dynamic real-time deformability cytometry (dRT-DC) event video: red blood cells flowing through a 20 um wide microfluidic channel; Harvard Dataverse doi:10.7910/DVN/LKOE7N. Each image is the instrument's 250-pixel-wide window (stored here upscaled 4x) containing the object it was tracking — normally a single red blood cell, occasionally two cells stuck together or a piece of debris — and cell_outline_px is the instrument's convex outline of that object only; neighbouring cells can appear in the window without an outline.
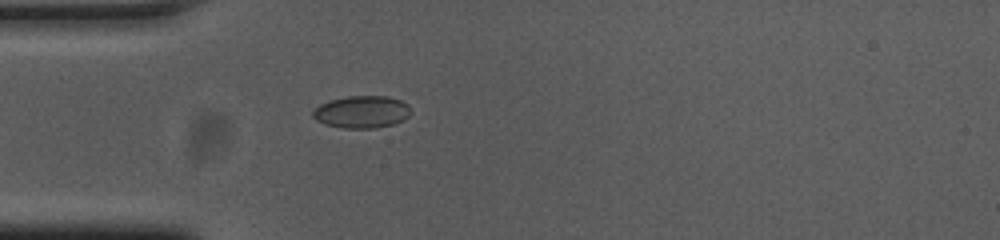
{"species": "common noctule bat (a hibernating species)", "species_latin": "Nyctalus noctula", "temperature_condition": "cold", "stored_images_in_passage": 40, "camera_frame_rate_fps": 3000, "um_per_image_px": 0.085, "animal": {"sex": "female", "body_mass_g": 23.0, "forearm_length_mm": 53.4}, "frame": {"image": 1, "passage_image": 1, "time_ms": 0.0, "image_size_px": [1000, 240], "cell_outline_px": [[412, 112], [404, 120], [392, 124], [372, 128], [344, 128], [324, 124], [316, 120], [312, 116], [312, 112], [320, 104], [332, 100], [348, 96], [388, 96], [400, 100], [408, 104]], "centroid_in_image_um": [30.77, 9.51], "position_along_channel_um": 54.2, "area_um2": 18.38}}
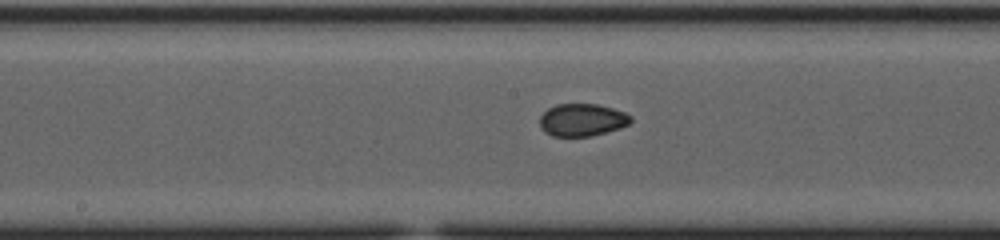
{"frame": {"image": 2, "passage_image": 13, "time_ms": 4.0, "image_size_px": [1000, 240], "cell_outline_px": [[632, 120], [628, 124], [620, 128], [588, 136], [552, 136], [544, 132], [540, 124], [540, 116], [548, 108], [556, 104], [596, 104], [612, 108], [624, 112], [632, 116]], "centroid_in_image_um": [49.47, 10.18], "position_along_channel_um": 198.7, "area_um2": 17.11}}
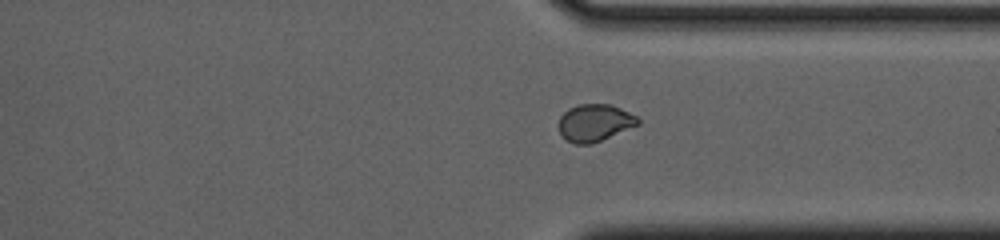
{"frame": {"image": 3, "passage_image": 26, "time_ms": 8.333, "image_size_px": [1000, 240], "cell_outline_px": [[640, 124], [592, 144], [576, 144], [564, 140], [556, 124], [560, 116], [568, 108], [580, 104], [612, 104], [636, 116], [640, 120]], "centroid_in_image_um": [50.51, 10.44], "position_along_channel_um": 360.9, "area_um2": 17.4}, "authors_computed_cell_mechanics": {"area_um2": 17.34, "velocity_mm_per_s": 3.745, "shape_relaxation_time_tau1_ms": null, "shape_relaxation_time_tau2_ms": 1.4025, "deformation_change_tau1": null, "deformation_change_tau2": 0.0451}}